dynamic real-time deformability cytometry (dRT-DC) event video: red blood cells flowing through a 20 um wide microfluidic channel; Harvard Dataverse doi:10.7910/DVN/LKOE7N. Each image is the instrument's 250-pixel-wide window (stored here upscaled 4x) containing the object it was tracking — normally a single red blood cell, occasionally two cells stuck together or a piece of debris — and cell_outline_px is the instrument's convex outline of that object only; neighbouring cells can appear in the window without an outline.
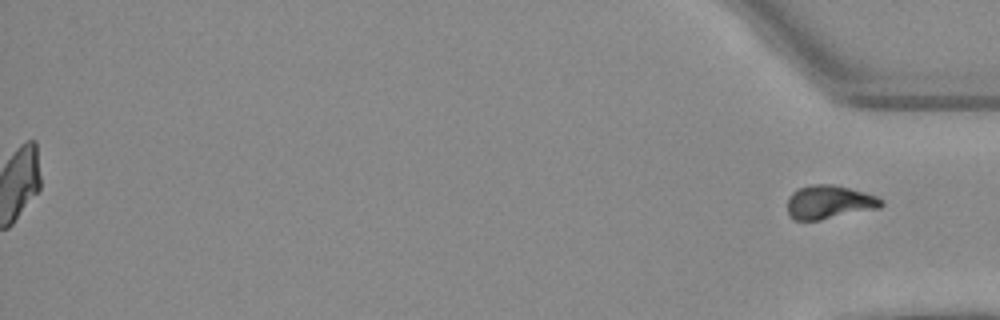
{"species": "Egyptian fruit bat (a non-hibernating species)", "species_latin": "Rousettus aegyptiacus", "temperature_condition": "warm", "stored_images_in_passage": 53, "segment_of_instrument_passage": [2, 2], "camera_frame_rate_fps": 3000, "um_per_image_px": 0.085, "animal": {"sex": "female"}, "frame": {"image": 1, "passage_image": 53, "time_ms": 17.333, "image_size_px": [1000, 320], "cell_outline_px": [[884, 204], [880, 208], [820, 220], [796, 220], [788, 212], [788, 196], [792, 192], [800, 188], [812, 184], [832, 184], [864, 192], [876, 196], [884, 200]], "centroid_in_image_um": [70.51, 17.18], "position_along_channel_um": 364.7, "area_um2": 18.32}}